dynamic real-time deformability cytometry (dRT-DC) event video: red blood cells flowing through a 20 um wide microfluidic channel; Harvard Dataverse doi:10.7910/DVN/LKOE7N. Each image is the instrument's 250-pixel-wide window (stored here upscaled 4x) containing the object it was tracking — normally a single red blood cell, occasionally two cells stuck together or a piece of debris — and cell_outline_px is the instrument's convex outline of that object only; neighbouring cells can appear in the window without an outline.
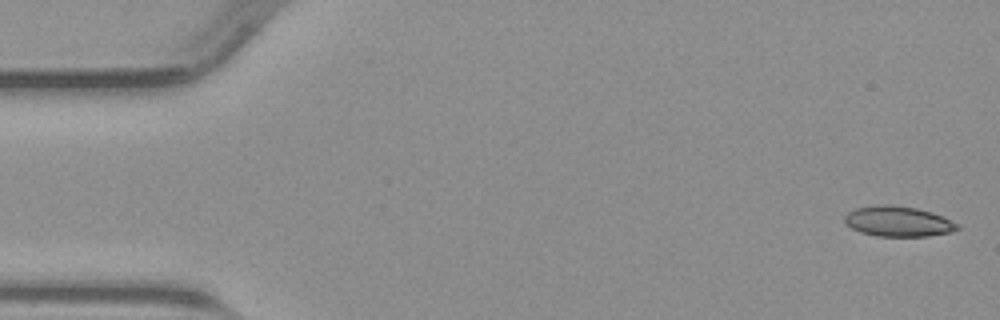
{"species": "common noctule bat (a hibernating species)", "species_latin": "Nyctalus noctula", "temperature_condition": "warm", "stored_images_in_passage": 46, "camera_frame_rate_fps": 3000, "um_per_image_px": 0.085, "animal": {"sex": "male", "body_mass_g": 23.1, "forearm_length_mm": 52.7}, "frame": {"image": 1, "passage_image": 1, "time_ms": 0.0, "image_size_px": [1000, 320], "cell_outline_px": [[960, 228], [952, 232], [928, 236], [876, 236], [860, 232], [852, 228], [844, 220], [844, 216], [848, 212], [856, 208], [880, 204], [892, 204], [916, 208], [932, 212], [944, 216], [960, 224]], "centroid_in_image_um": [76.39, 18.81], "position_along_channel_um": 8.6, "area_um2": 20.11}}
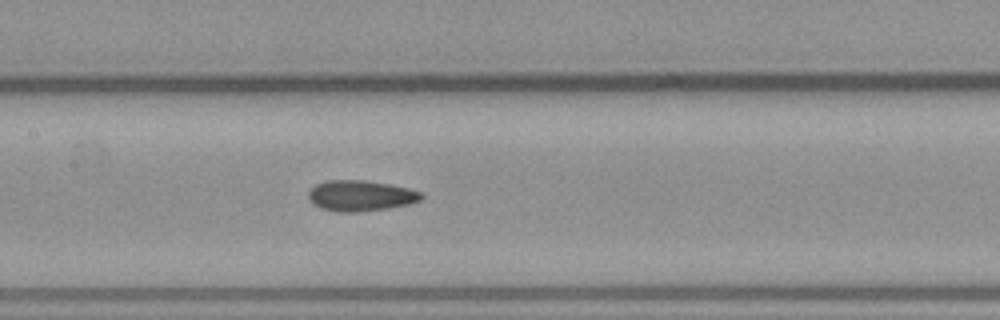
{"frame": {"image": 2, "passage_image": 23, "time_ms": 7.333, "image_size_px": [1000, 320], "cell_outline_px": [[424, 196], [420, 200], [408, 204], [388, 208], [356, 212], [340, 212], [320, 208], [308, 200], [308, 192], [316, 184], [324, 180], [364, 180], [392, 184], [424, 192]], "centroid_in_image_um": [30.66, 16.62], "position_along_channel_um": 176.7, "area_um2": 20.4}}
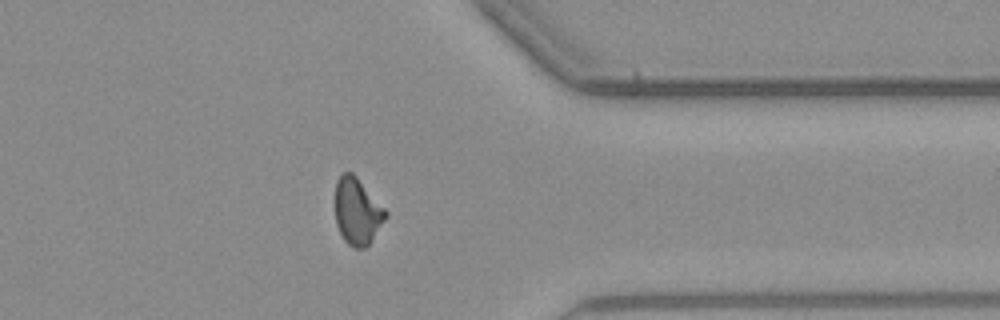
{"frame": {"image": 3, "passage_image": 39, "time_ms": 12.667, "image_size_px": [1000, 320], "cell_outline_px": [[388, 216], [372, 240], [364, 248], [352, 248], [344, 240], [336, 224], [336, 180], [344, 172], [352, 172], [356, 176], [388, 212]], "centroid_in_image_um": [30.38, 17.98], "position_along_channel_um": 381.0, "area_um2": 19.48}}